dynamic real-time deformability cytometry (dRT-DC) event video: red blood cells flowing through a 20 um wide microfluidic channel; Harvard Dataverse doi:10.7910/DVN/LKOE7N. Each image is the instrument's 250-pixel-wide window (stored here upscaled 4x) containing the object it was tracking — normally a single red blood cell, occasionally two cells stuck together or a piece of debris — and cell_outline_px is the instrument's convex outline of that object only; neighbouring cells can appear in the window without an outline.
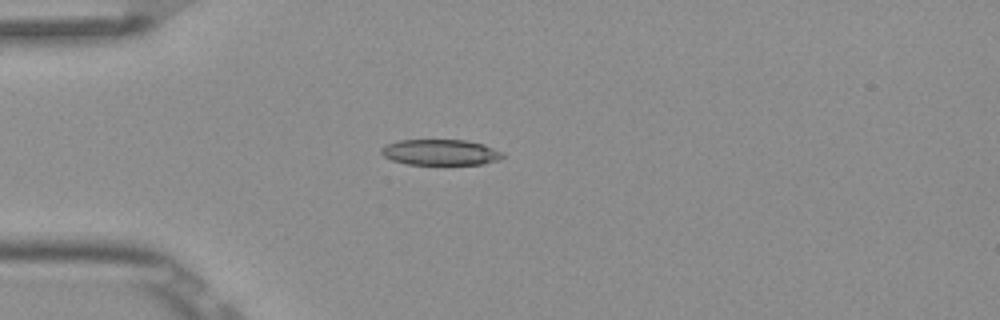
{"species": "Egyptian fruit bat (a non-hibernating species)", "species_latin": "Rousettus aegyptiacus", "temperature_condition": "room temperature", "stored_images_in_passage": 5, "camera_frame_rate_fps": 3000, "um_per_image_px": 0.085, "frame": {"image": 1, "passage_image": 4, "time_ms": 1.0, "image_size_px": [1000, 320], "cell_outline_px": [[504, 156], [496, 160], [484, 164], [408, 164], [392, 160], [384, 156], [380, 152], [380, 148], [388, 144], [400, 140], [464, 140], [484, 144], [500, 152]], "centroid_in_image_um": [37.4, 12.94], "position_along_channel_um": 47.6, "area_um2": 17.98}}